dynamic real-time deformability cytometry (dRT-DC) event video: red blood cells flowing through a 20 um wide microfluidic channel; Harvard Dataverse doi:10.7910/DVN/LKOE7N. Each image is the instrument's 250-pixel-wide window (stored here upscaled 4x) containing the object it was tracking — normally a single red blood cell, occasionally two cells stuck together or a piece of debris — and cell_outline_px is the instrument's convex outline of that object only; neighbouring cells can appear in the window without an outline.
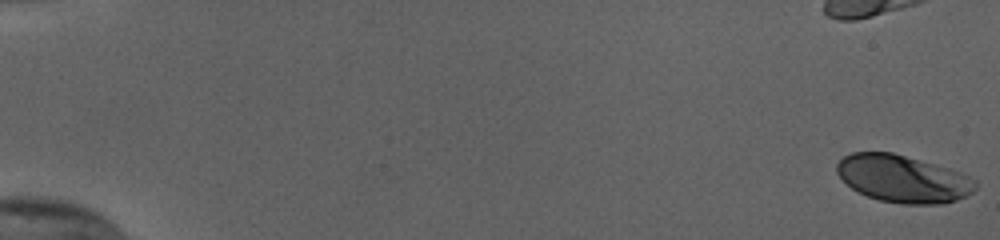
{"species": "human", "species_latin": "Homo sapiens", "temperature_condition": "cold", "stored_images_in_passage": 23, "camera_frame_rate_fps": 3000, "um_per_image_px": 0.085, "donor": {"sex": "female"}, "frame": {"image": 1, "passage_image": 1, "time_ms": 0.0, "image_size_px": [1000, 240], "cell_outline_px": [[976, 188], [972, 192], [956, 200], [944, 204], [904, 204], [880, 200], [868, 196], [852, 188], [836, 172], [836, 164], [844, 156], [852, 152], [892, 152], [948, 168], [960, 172], [976, 180]], "centroid_in_image_um": [76.75, 15.19], "position_along_channel_um": 8.2, "area_um2": 37.92}}